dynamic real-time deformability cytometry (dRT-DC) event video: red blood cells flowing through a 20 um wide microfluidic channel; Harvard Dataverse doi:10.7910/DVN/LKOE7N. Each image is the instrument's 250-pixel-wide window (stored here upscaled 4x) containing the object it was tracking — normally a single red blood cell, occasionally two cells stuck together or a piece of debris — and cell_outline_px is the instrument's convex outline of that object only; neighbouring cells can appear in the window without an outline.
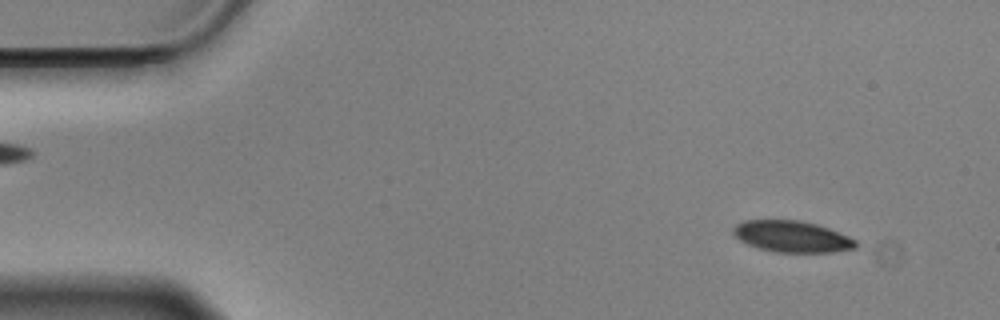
{"species": "Egyptian fruit bat (a non-hibernating species)", "species_latin": "Rousettus aegyptiacus", "temperature_condition": "cold", "stored_images_in_passage": 56, "camera_frame_rate_fps": 3000, "um_per_image_px": 0.085, "animal": {"sex": "male"}, "frame": {"image": 1, "passage_image": 5, "time_ms": 1.333, "image_size_px": [1000, 320], "cell_outline_px": [[856, 248], [832, 252], [776, 252], [756, 248], [740, 240], [732, 232], [732, 228], [736, 224], [744, 220], [800, 220], [816, 224], [828, 228], [848, 236], [856, 240]], "centroid_in_image_um": [67.29, 20.1], "position_along_channel_um": 17.7, "area_um2": 22.37}}
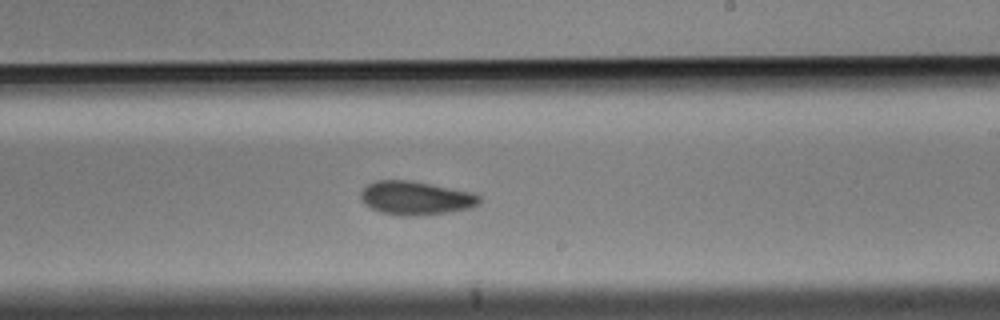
{"frame": {"image": 2, "passage_image": 33, "time_ms": 10.667, "image_size_px": [1000, 320], "cell_outline_px": [[484, 200], [480, 204], [472, 208], [424, 216], [404, 216], [380, 212], [372, 208], [360, 196], [360, 192], [368, 184], [376, 180], [408, 180], [472, 192], [480, 196]], "centroid_in_image_um": [35.4, 16.84], "position_along_channel_um": 253.6, "area_um2": 23.29}}
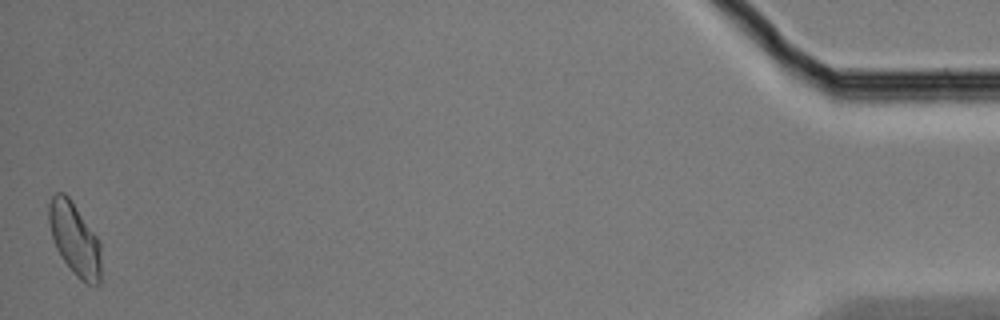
{"frame": {"image": 3, "passage_image": 56, "time_ms": 18.333, "image_size_px": [1000, 320], "cell_outline_px": [[100, 284], [88, 284], [80, 280], [76, 276], [64, 260], [56, 248], [52, 236], [48, 220], [48, 204], [52, 196], [56, 192], [64, 192], [68, 196], [100, 240]], "centroid_in_image_um": [6.34, 20.3], "position_along_channel_um": 428.9, "area_um2": 21.96}, "authors_computed_cell_mechanics": {"area_um2": 23.12, "velocity_mm_per_s": 3.5061, "shape_relaxation_time_tau1_ms": 5.3766, "shape_relaxation_time_tau2_ms": 3.0805, "deformation_change_tau1": 0.0834, "deformation_change_tau2": 0.0642}}